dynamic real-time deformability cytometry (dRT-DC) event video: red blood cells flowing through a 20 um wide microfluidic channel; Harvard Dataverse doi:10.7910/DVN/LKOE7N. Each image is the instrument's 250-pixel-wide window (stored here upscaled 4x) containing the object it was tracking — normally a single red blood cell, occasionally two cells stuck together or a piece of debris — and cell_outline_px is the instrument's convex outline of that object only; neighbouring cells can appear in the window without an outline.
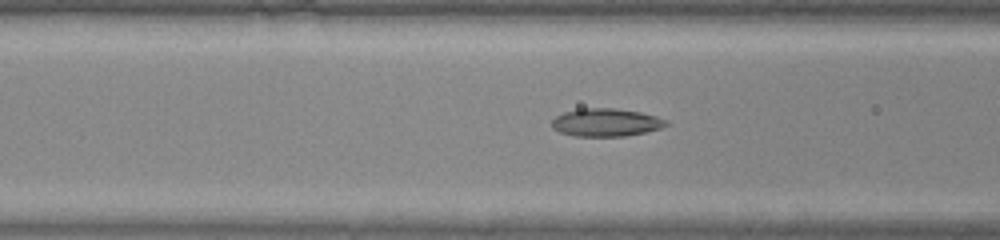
{"species": "common noctule bat (a hibernating species)", "species_latin": "Nyctalus noctula", "temperature_condition": "warm", "stored_images_in_passage": 20, "camera_frame_rate_fps": 3000, "um_per_image_px": 0.085, "animal": {"sex": "male", "body_mass_g": 20.0, "forearm_length_mm": 53.3}, "frame": {"image": 1, "passage_image": 14, "time_ms": 4.333, "image_size_px": [1000, 240], "cell_outline_px": [[668, 124], [660, 128], [644, 132], [624, 136], [576, 136], [560, 132], [552, 128], [552, 120], [556, 116], [564, 112], [580, 108], [612, 108], [640, 112], [656, 116], [668, 120]], "centroid_in_image_um": [51.49, 10.4], "position_along_channel_um": 115.1, "area_um2": 18.5}}
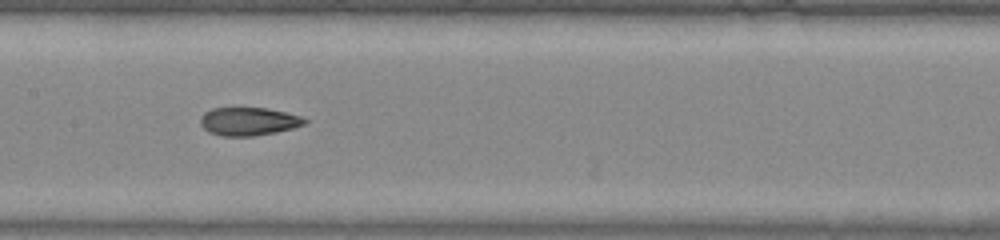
{"frame": {"image": 2, "passage_image": 19, "time_ms": 6.0, "image_size_px": [1000, 240], "cell_outline_px": [[308, 120], [304, 124], [292, 128], [276, 132], [252, 136], [224, 136], [208, 132], [200, 124], [200, 116], [204, 112], [212, 108], [268, 108], [300, 116]], "centroid_in_image_um": [21.09, 10.32], "position_along_channel_um": 186.3, "area_um2": 17.05}}